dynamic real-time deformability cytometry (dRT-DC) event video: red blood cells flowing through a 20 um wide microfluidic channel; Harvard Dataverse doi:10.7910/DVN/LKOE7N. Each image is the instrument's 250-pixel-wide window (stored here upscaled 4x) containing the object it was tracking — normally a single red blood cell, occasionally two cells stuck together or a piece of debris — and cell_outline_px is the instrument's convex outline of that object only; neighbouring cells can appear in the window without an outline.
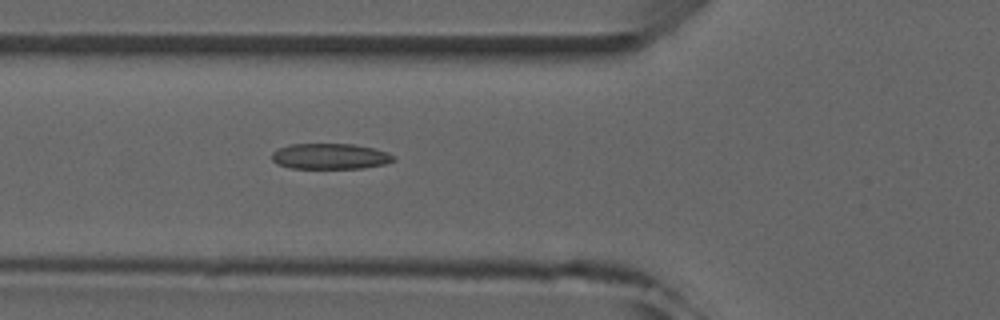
{"species": "common noctule bat (a hibernating species)", "species_latin": "Nyctalus noctula", "temperature_condition": "room temperature", "stored_images_in_passage": 5, "camera_frame_rate_fps": 3000, "um_per_image_px": 0.085, "animal": {"sex": "male", "forearm_length_mm": 52.5}, "frame": {"image": 1, "passage_image": 5, "time_ms": 4.667, "image_size_px": [1000, 320], "cell_outline_px": [[396, 160], [384, 164], [364, 168], [292, 168], [276, 164], [272, 160], [272, 152], [280, 148], [292, 144], [352, 144], [372, 148], [388, 152], [396, 156]], "centroid_in_image_um": [28.08, 13.29], "position_along_channel_um": 97.7, "area_um2": 18.21}}